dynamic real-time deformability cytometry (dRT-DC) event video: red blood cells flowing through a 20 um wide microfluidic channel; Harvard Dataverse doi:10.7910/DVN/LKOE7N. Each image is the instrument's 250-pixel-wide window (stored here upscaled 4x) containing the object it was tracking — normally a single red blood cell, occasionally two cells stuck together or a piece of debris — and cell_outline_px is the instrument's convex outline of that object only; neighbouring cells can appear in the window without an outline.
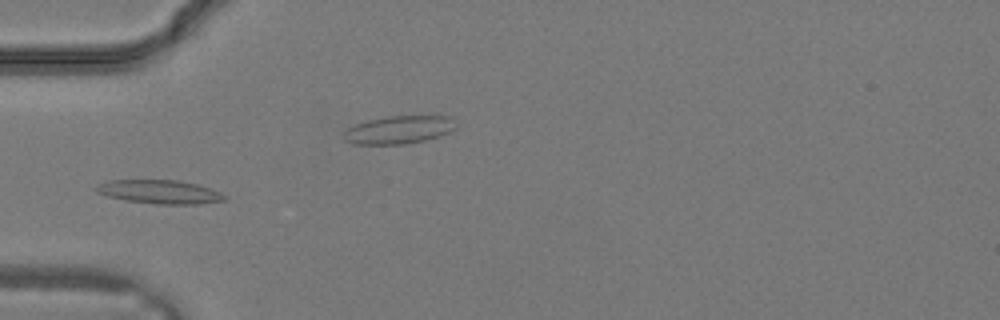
{"species": "common noctule bat (a hibernating species)", "species_latin": "Nyctalus noctula", "temperature_condition": "warm", "stored_images_in_passage": 27, "camera_frame_rate_fps": 3000, "um_per_image_px": 0.085, "animal": {"sex": "male", "body_mass_g": 19.2, "forearm_length_mm": 51.8}, "frame": {"image": 1, "passage_image": 5, "time_ms": 1.333, "image_size_px": [1000, 320], "cell_outline_px": [[228, 196], [224, 200], [200, 204], [156, 204], [128, 200], [108, 196], [96, 192], [92, 188], [96, 184], [108, 180], [180, 180], [196, 184], [220, 192]], "centroid_in_image_um": [13.54, 16.3], "position_along_channel_um": 71.5, "area_um2": 17.74}}
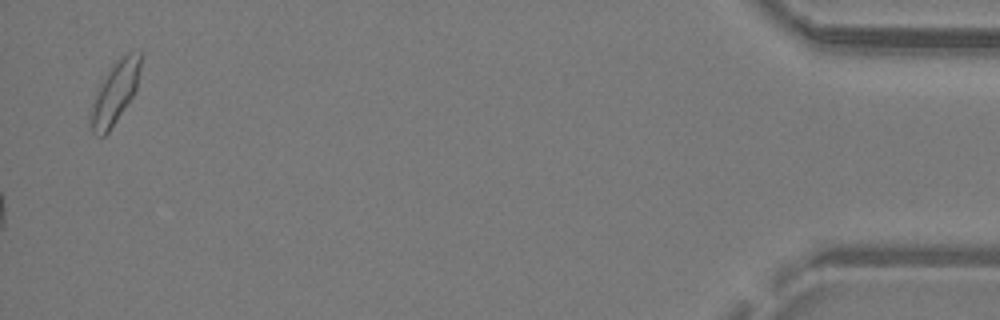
{"frame": {"image": 2, "passage_image": 27, "time_ms": 8.667, "image_size_px": [1000, 320], "cell_outline_px": [[144, 52], [136, 88], [132, 96], [108, 132], [104, 136], [96, 136], [92, 132], [88, 120], [88, 112], [96, 88], [112, 64], [128, 52]], "centroid_in_image_um": [9.72, 7.87], "position_along_channel_um": 425.5, "area_um2": 18.44}}